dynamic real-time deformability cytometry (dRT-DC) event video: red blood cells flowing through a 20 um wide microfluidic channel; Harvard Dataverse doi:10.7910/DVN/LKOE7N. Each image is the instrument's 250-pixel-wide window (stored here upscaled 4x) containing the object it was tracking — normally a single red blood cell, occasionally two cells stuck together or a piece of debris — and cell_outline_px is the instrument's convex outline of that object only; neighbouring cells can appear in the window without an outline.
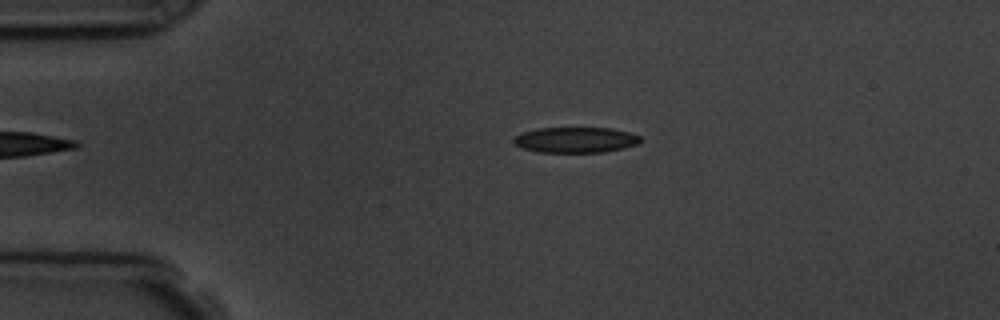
{"species": "common noctule bat (a hibernating species)", "species_latin": "Nyctalus noctula", "temperature_condition": "room temperature", "stored_images_in_passage": 5, "camera_frame_rate_fps": 3000, "um_per_image_px": 0.085, "animal": {"sex": "male", "body_mass_g": 19.5, "forearm_length_mm": 54.6}, "frame": {"image": 1, "passage_image": 5, "time_ms": 5.333, "image_size_px": [1000, 320], "cell_outline_px": [[640, 140], [636, 144], [624, 148], [604, 152], [540, 152], [520, 148], [512, 144], [512, 140], [516, 136], [524, 132], [536, 128], [612, 128], [628, 132], [640, 136]], "centroid_in_image_um": [48.88, 11.89], "position_along_channel_um": 36.1, "area_um2": 18.9}}